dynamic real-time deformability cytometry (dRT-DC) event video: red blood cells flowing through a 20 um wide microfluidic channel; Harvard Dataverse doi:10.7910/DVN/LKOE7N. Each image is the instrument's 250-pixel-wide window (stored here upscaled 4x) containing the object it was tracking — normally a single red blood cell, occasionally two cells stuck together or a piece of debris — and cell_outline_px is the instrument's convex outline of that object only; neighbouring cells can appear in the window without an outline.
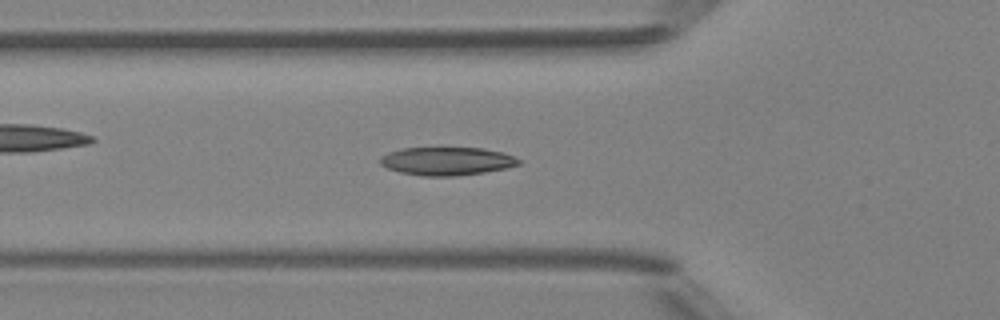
{"species": "Egyptian fruit bat (a non-hibernating species)", "species_latin": "Rousettus aegyptiacus", "temperature_condition": "room temperature", "stored_images_in_passage": 49, "camera_frame_rate_fps": 3000, "um_per_image_px": 0.085, "animal": {"sex": "female"}, "frame": {"image": 1, "passage_image": 17, "time_ms": 5.333, "image_size_px": [1000, 320], "cell_outline_px": [[520, 164], [508, 168], [484, 172], [456, 176], [424, 176], [400, 172], [388, 168], [380, 164], [380, 156], [388, 152], [404, 148], [484, 148], [504, 152], [520, 160]], "centroid_in_image_um": [37.99, 13.69], "position_along_channel_um": 87.8, "area_um2": 22.77}}
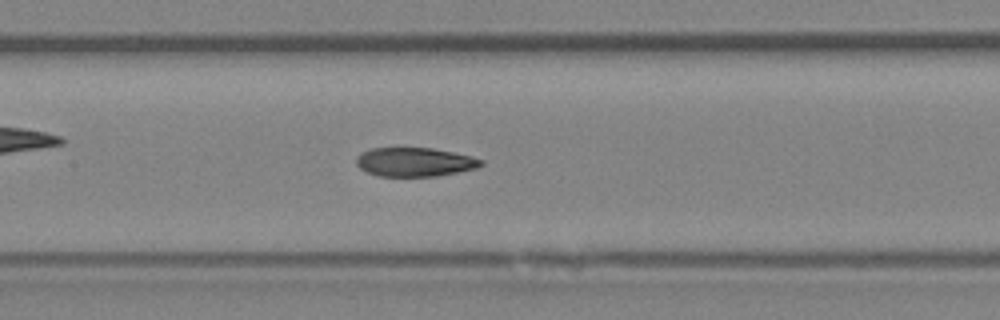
{"frame": {"image": 2, "passage_image": 23, "time_ms": 7.333, "image_size_px": [1000, 320], "cell_outline_px": [[484, 164], [476, 168], [436, 176], [380, 176], [368, 172], [360, 168], [356, 164], [356, 156], [360, 152], [372, 148], [432, 148], [472, 156], [484, 160]], "centroid_in_image_um": [35.24, 13.76], "position_along_channel_um": 172.2, "area_um2": 20.98}}
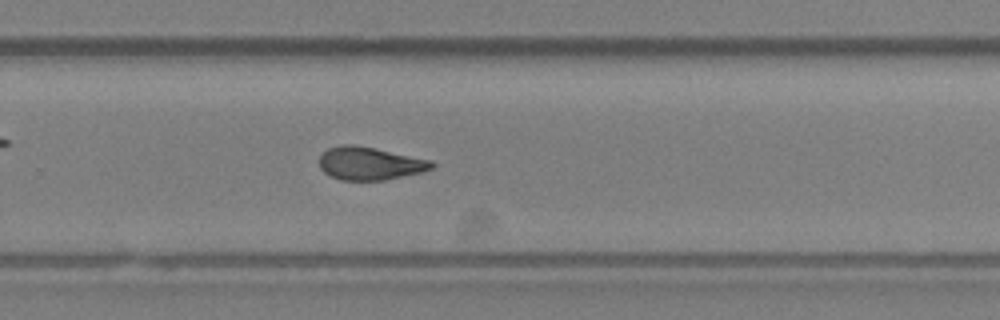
{"frame": {"image": 3, "passage_image": 32, "time_ms": 10.333, "image_size_px": [1000, 320], "cell_outline_px": [[436, 164], [432, 168], [420, 172], [384, 180], [340, 180], [324, 172], [320, 168], [320, 152], [328, 148], [340, 144], [356, 144], [376, 148], [432, 160]], "centroid_in_image_um": [31.41, 13.87], "position_along_channel_um": 298.4, "area_um2": 21.73}, "authors_computed_cell_mechanics": {"area_um2": 22.0796, "velocity_mm_per_s": 4.2191, "shape_relaxation_time_tau1_ms": null, "shape_relaxation_time_tau2_ms": 2.8313, "deformation_change_tau1": null, "deformation_change_tau2": 0.0952}}